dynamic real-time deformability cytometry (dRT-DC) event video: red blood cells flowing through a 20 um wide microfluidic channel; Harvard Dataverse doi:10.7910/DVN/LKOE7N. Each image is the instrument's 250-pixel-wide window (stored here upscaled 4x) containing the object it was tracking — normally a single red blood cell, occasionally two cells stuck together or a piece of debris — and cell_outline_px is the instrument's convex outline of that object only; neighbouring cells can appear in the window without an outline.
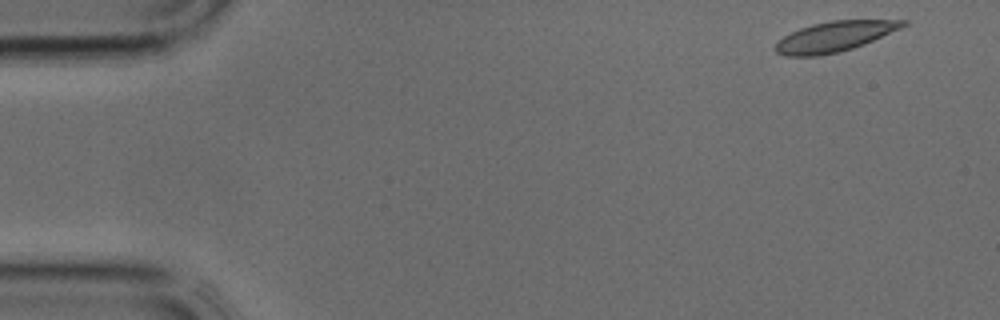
{"species": "common noctule bat (a hibernating species)", "species_latin": "Nyctalus noctula", "temperature_condition": "cold", "stored_images_in_passage": 6, "camera_frame_rate_fps": 3000, "um_per_image_px": 0.085, "animal": {"sex": "male", "body_mass_g": 17.9, "forearm_length_mm": 54.2}, "frame": {"image": 1, "passage_image": 1, "time_ms": 0.0, "image_size_px": [1000, 320], "cell_outline_px": [[908, 24], [900, 28], [864, 44], [852, 48], [836, 52], [816, 56], [784, 56], [776, 52], [772, 48], [784, 36], [800, 28], [812, 24], [832, 20], [908, 20]], "centroid_in_image_um": [70.91, 3.1], "position_along_channel_um": 14.1, "area_um2": 22.2}}